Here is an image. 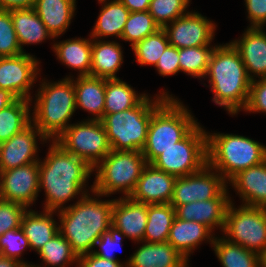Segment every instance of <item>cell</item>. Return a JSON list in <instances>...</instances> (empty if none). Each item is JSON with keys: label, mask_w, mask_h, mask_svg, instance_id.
<instances>
[{"label": "cell", "mask_w": 266, "mask_h": 267, "mask_svg": "<svg viewBox=\"0 0 266 267\" xmlns=\"http://www.w3.org/2000/svg\"><path fill=\"white\" fill-rule=\"evenodd\" d=\"M48 154L39 164V188L46 194L45 210H62L64 203L74 198L86 187L93 168L83 159L66 152L52 140ZM60 208V209H59Z\"/></svg>", "instance_id": "cell-1"}, {"label": "cell", "mask_w": 266, "mask_h": 267, "mask_svg": "<svg viewBox=\"0 0 266 267\" xmlns=\"http://www.w3.org/2000/svg\"><path fill=\"white\" fill-rule=\"evenodd\" d=\"M81 195L77 203L58 211L59 233L78 257L91 253L101 234L108 231L114 204V199L102 201L88 194Z\"/></svg>", "instance_id": "cell-2"}, {"label": "cell", "mask_w": 266, "mask_h": 267, "mask_svg": "<svg viewBox=\"0 0 266 267\" xmlns=\"http://www.w3.org/2000/svg\"><path fill=\"white\" fill-rule=\"evenodd\" d=\"M206 76L209 77L214 103L224 106L231 115L245 109L252 80L231 42L215 46Z\"/></svg>", "instance_id": "cell-3"}, {"label": "cell", "mask_w": 266, "mask_h": 267, "mask_svg": "<svg viewBox=\"0 0 266 267\" xmlns=\"http://www.w3.org/2000/svg\"><path fill=\"white\" fill-rule=\"evenodd\" d=\"M150 100L147 95L137 106L125 111L106 114L101 120L111 150L142 151L153 112L172 94L163 92Z\"/></svg>", "instance_id": "cell-4"}, {"label": "cell", "mask_w": 266, "mask_h": 267, "mask_svg": "<svg viewBox=\"0 0 266 267\" xmlns=\"http://www.w3.org/2000/svg\"><path fill=\"white\" fill-rule=\"evenodd\" d=\"M40 87L31 121L48 141L51 138L54 141L71 125L68 121L77 109L73 79L44 81Z\"/></svg>", "instance_id": "cell-5"}, {"label": "cell", "mask_w": 266, "mask_h": 267, "mask_svg": "<svg viewBox=\"0 0 266 267\" xmlns=\"http://www.w3.org/2000/svg\"><path fill=\"white\" fill-rule=\"evenodd\" d=\"M265 160L266 146L255 140L234 134L207 133V163L227 182L238 172Z\"/></svg>", "instance_id": "cell-6"}, {"label": "cell", "mask_w": 266, "mask_h": 267, "mask_svg": "<svg viewBox=\"0 0 266 267\" xmlns=\"http://www.w3.org/2000/svg\"><path fill=\"white\" fill-rule=\"evenodd\" d=\"M177 98H167L152 114L142 153L150 164L166 149L182 140L197 124Z\"/></svg>", "instance_id": "cell-7"}, {"label": "cell", "mask_w": 266, "mask_h": 267, "mask_svg": "<svg viewBox=\"0 0 266 267\" xmlns=\"http://www.w3.org/2000/svg\"><path fill=\"white\" fill-rule=\"evenodd\" d=\"M146 159L141 151L111 150L93 169L96 179L91 186L94 196H108L117 191L129 197L141 176Z\"/></svg>", "instance_id": "cell-8"}, {"label": "cell", "mask_w": 266, "mask_h": 267, "mask_svg": "<svg viewBox=\"0 0 266 267\" xmlns=\"http://www.w3.org/2000/svg\"><path fill=\"white\" fill-rule=\"evenodd\" d=\"M207 133L198 123L182 140L150 164L176 178L199 171L207 164Z\"/></svg>", "instance_id": "cell-9"}, {"label": "cell", "mask_w": 266, "mask_h": 267, "mask_svg": "<svg viewBox=\"0 0 266 267\" xmlns=\"http://www.w3.org/2000/svg\"><path fill=\"white\" fill-rule=\"evenodd\" d=\"M223 232L226 240L260 256L266 252V207L229 204Z\"/></svg>", "instance_id": "cell-10"}, {"label": "cell", "mask_w": 266, "mask_h": 267, "mask_svg": "<svg viewBox=\"0 0 266 267\" xmlns=\"http://www.w3.org/2000/svg\"><path fill=\"white\" fill-rule=\"evenodd\" d=\"M66 152L83 159L93 169L111 151L102 121L87 119L71 124L54 140Z\"/></svg>", "instance_id": "cell-11"}, {"label": "cell", "mask_w": 266, "mask_h": 267, "mask_svg": "<svg viewBox=\"0 0 266 267\" xmlns=\"http://www.w3.org/2000/svg\"><path fill=\"white\" fill-rule=\"evenodd\" d=\"M212 171L214 169L207 163L195 173L177 177L170 204L176 209L190 202L218 197L227 188L228 182L219 172Z\"/></svg>", "instance_id": "cell-12"}, {"label": "cell", "mask_w": 266, "mask_h": 267, "mask_svg": "<svg viewBox=\"0 0 266 267\" xmlns=\"http://www.w3.org/2000/svg\"><path fill=\"white\" fill-rule=\"evenodd\" d=\"M38 60L29 53L0 57V89L17 99L31 100L30 89L38 75Z\"/></svg>", "instance_id": "cell-13"}, {"label": "cell", "mask_w": 266, "mask_h": 267, "mask_svg": "<svg viewBox=\"0 0 266 267\" xmlns=\"http://www.w3.org/2000/svg\"><path fill=\"white\" fill-rule=\"evenodd\" d=\"M39 191L38 162L0 172V196L3 200L17 202L27 208L36 200Z\"/></svg>", "instance_id": "cell-14"}, {"label": "cell", "mask_w": 266, "mask_h": 267, "mask_svg": "<svg viewBox=\"0 0 266 267\" xmlns=\"http://www.w3.org/2000/svg\"><path fill=\"white\" fill-rule=\"evenodd\" d=\"M215 26V23L201 14L188 11L163 29L167 33L170 45L182 49L210 45Z\"/></svg>", "instance_id": "cell-15"}, {"label": "cell", "mask_w": 266, "mask_h": 267, "mask_svg": "<svg viewBox=\"0 0 266 267\" xmlns=\"http://www.w3.org/2000/svg\"><path fill=\"white\" fill-rule=\"evenodd\" d=\"M41 141L48 139L31 122L21 132L0 144V172L39 162L36 158L38 146L36 137ZM37 159V160H36Z\"/></svg>", "instance_id": "cell-16"}, {"label": "cell", "mask_w": 266, "mask_h": 267, "mask_svg": "<svg viewBox=\"0 0 266 267\" xmlns=\"http://www.w3.org/2000/svg\"><path fill=\"white\" fill-rule=\"evenodd\" d=\"M175 180V176L147 164L129 197L133 201L145 204L170 203Z\"/></svg>", "instance_id": "cell-17"}, {"label": "cell", "mask_w": 266, "mask_h": 267, "mask_svg": "<svg viewBox=\"0 0 266 267\" xmlns=\"http://www.w3.org/2000/svg\"><path fill=\"white\" fill-rule=\"evenodd\" d=\"M231 203L227 188L216 198L190 202L178 206L176 217L181 220L195 221L206 225L211 231L220 227L223 231L226 211ZM216 226V227H215Z\"/></svg>", "instance_id": "cell-18"}, {"label": "cell", "mask_w": 266, "mask_h": 267, "mask_svg": "<svg viewBox=\"0 0 266 267\" xmlns=\"http://www.w3.org/2000/svg\"><path fill=\"white\" fill-rule=\"evenodd\" d=\"M111 223L131 240L144 242L147 204L124 196L114 199Z\"/></svg>", "instance_id": "cell-19"}, {"label": "cell", "mask_w": 266, "mask_h": 267, "mask_svg": "<svg viewBox=\"0 0 266 267\" xmlns=\"http://www.w3.org/2000/svg\"><path fill=\"white\" fill-rule=\"evenodd\" d=\"M231 43L239 52L249 78L251 80H254V76L265 78L266 33L264 30L261 27H248L241 39Z\"/></svg>", "instance_id": "cell-20"}, {"label": "cell", "mask_w": 266, "mask_h": 267, "mask_svg": "<svg viewBox=\"0 0 266 267\" xmlns=\"http://www.w3.org/2000/svg\"><path fill=\"white\" fill-rule=\"evenodd\" d=\"M188 260L182 256L170 243H147L124 264L127 267H188Z\"/></svg>", "instance_id": "cell-21"}, {"label": "cell", "mask_w": 266, "mask_h": 267, "mask_svg": "<svg viewBox=\"0 0 266 267\" xmlns=\"http://www.w3.org/2000/svg\"><path fill=\"white\" fill-rule=\"evenodd\" d=\"M229 182L247 206L266 207V160L238 172Z\"/></svg>", "instance_id": "cell-22"}, {"label": "cell", "mask_w": 266, "mask_h": 267, "mask_svg": "<svg viewBox=\"0 0 266 267\" xmlns=\"http://www.w3.org/2000/svg\"><path fill=\"white\" fill-rule=\"evenodd\" d=\"M76 108L95 115L91 120L101 121L104 117L105 105V79L93 77L91 75H78L77 80H73Z\"/></svg>", "instance_id": "cell-23"}, {"label": "cell", "mask_w": 266, "mask_h": 267, "mask_svg": "<svg viewBox=\"0 0 266 267\" xmlns=\"http://www.w3.org/2000/svg\"><path fill=\"white\" fill-rule=\"evenodd\" d=\"M211 232L204 224L175 217L167 242L188 260L189 254L203 240L207 239L213 243L215 237H212Z\"/></svg>", "instance_id": "cell-24"}, {"label": "cell", "mask_w": 266, "mask_h": 267, "mask_svg": "<svg viewBox=\"0 0 266 267\" xmlns=\"http://www.w3.org/2000/svg\"><path fill=\"white\" fill-rule=\"evenodd\" d=\"M76 0H36L34 9L52 36L66 32L75 12Z\"/></svg>", "instance_id": "cell-25"}, {"label": "cell", "mask_w": 266, "mask_h": 267, "mask_svg": "<svg viewBox=\"0 0 266 267\" xmlns=\"http://www.w3.org/2000/svg\"><path fill=\"white\" fill-rule=\"evenodd\" d=\"M123 63V53L119 43L92 38L90 75L104 79H118L115 75Z\"/></svg>", "instance_id": "cell-26"}, {"label": "cell", "mask_w": 266, "mask_h": 267, "mask_svg": "<svg viewBox=\"0 0 266 267\" xmlns=\"http://www.w3.org/2000/svg\"><path fill=\"white\" fill-rule=\"evenodd\" d=\"M55 211H47L38 214L34 210H27L21 219L20 228L28 239L30 248L38 252L46 242L59 233V226L53 219Z\"/></svg>", "instance_id": "cell-27"}, {"label": "cell", "mask_w": 266, "mask_h": 267, "mask_svg": "<svg viewBox=\"0 0 266 267\" xmlns=\"http://www.w3.org/2000/svg\"><path fill=\"white\" fill-rule=\"evenodd\" d=\"M11 19L22 52H25L23 50L25 44L41 43L48 37L54 39L34 8L13 9L11 10Z\"/></svg>", "instance_id": "cell-28"}, {"label": "cell", "mask_w": 266, "mask_h": 267, "mask_svg": "<svg viewBox=\"0 0 266 267\" xmlns=\"http://www.w3.org/2000/svg\"><path fill=\"white\" fill-rule=\"evenodd\" d=\"M54 52L68 67L79 70L80 76L90 75L92 40L89 38L67 39L53 45Z\"/></svg>", "instance_id": "cell-29"}, {"label": "cell", "mask_w": 266, "mask_h": 267, "mask_svg": "<svg viewBox=\"0 0 266 267\" xmlns=\"http://www.w3.org/2000/svg\"><path fill=\"white\" fill-rule=\"evenodd\" d=\"M175 217L176 210L170 203L147 204L144 242L161 243L168 241Z\"/></svg>", "instance_id": "cell-30"}, {"label": "cell", "mask_w": 266, "mask_h": 267, "mask_svg": "<svg viewBox=\"0 0 266 267\" xmlns=\"http://www.w3.org/2000/svg\"><path fill=\"white\" fill-rule=\"evenodd\" d=\"M101 9L90 37L116 36L120 39L130 11L119 0L106 2Z\"/></svg>", "instance_id": "cell-31"}, {"label": "cell", "mask_w": 266, "mask_h": 267, "mask_svg": "<svg viewBox=\"0 0 266 267\" xmlns=\"http://www.w3.org/2000/svg\"><path fill=\"white\" fill-rule=\"evenodd\" d=\"M146 96V94L137 95L129 84L119 78L105 79L104 116L133 108Z\"/></svg>", "instance_id": "cell-32"}, {"label": "cell", "mask_w": 266, "mask_h": 267, "mask_svg": "<svg viewBox=\"0 0 266 267\" xmlns=\"http://www.w3.org/2000/svg\"><path fill=\"white\" fill-rule=\"evenodd\" d=\"M215 254L223 267H260V255L245 249L239 244L229 242L223 236L214 238Z\"/></svg>", "instance_id": "cell-33"}, {"label": "cell", "mask_w": 266, "mask_h": 267, "mask_svg": "<svg viewBox=\"0 0 266 267\" xmlns=\"http://www.w3.org/2000/svg\"><path fill=\"white\" fill-rule=\"evenodd\" d=\"M30 101L17 99L0 110V144L9 140L14 134L21 132L31 123Z\"/></svg>", "instance_id": "cell-34"}, {"label": "cell", "mask_w": 266, "mask_h": 267, "mask_svg": "<svg viewBox=\"0 0 266 267\" xmlns=\"http://www.w3.org/2000/svg\"><path fill=\"white\" fill-rule=\"evenodd\" d=\"M214 48L206 45L179 49L180 71L194 78H204Z\"/></svg>", "instance_id": "cell-35"}, {"label": "cell", "mask_w": 266, "mask_h": 267, "mask_svg": "<svg viewBox=\"0 0 266 267\" xmlns=\"http://www.w3.org/2000/svg\"><path fill=\"white\" fill-rule=\"evenodd\" d=\"M38 253L43 262L51 267H65L68 264L70 266V263L79 261L70 243L60 233L46 242Z\"/></svg>", "instance_id": "cell-36"}, {"label": "cell", "mask_w": 266, "mask_h": 267, "mask_svg": "<svg viewBox=\"0 0 266 267\" xmlns=\"http://www.w3.org/2000/svg\"><path fill=\"white\" fill-rule=\"evenodd\" d=\"M170 45L166 31L161 28L156 33L145 37L132 47L137 62L143 65H156L159 58Z\"/></svg>", "instance_id": "cell-37"}, {"label": "cell", "mask_w": 266, "mask_h": 267, "mask_svg": "<svg viewBox=\"0 0 266 267\" xmlns=\"http://www.w3.org/2000/svg\"><path fill=\"white\" fill-rule=\"evenodd\" d=\"M160 26L149 11L130 12L121 36L124 41L131 42V48L145 37L156 33Z\"/></svg>", "instance_id": "cell-38"}, {"label": "cell", "mask_w": 266, "mask_h": 267, "mask_svg": "<svg viewBox=\"0 0 266 267\" xmlns=\"http://www.w3.org/2000/svg\"><path fill=\"white\" fill-rule=\"evenodd\" d=\"M189 2L190 0H151L148 11L160 28H164L187 14L185 11Z\"/></svg>", "instance_id": "cell-39"}, {"label": "cell", "mask_w": 266, "mask_h": 267, "mask_svg": "<svg viewBox=\"0 0 266 267\" xmlns=\"http://www.w3.org/2000/svg\"><path fill=\"white\" fill-rule=\"evenodd\" d=\"M25 247L30 248V245L21 228L9 230L0 236V256L14 259L26 267H31L32 264L20 260Z\"/></svg>", "instance_id": "cell-40"}, {"label": "cell", "mask_w": 266, "mask_h": 267, "mask_svg": "<svg viewBox=\"0 0 266 267\" xmlns=\"http://www.w3.org/2000/svg\"><path fill=\"white\" fill-rule=\"evenodd\" d=\"M21 53L11 19V10H0V57L16 56Z\"/></svg>", "instance_id": "cell-41"}, {"label": "cell", "mask_w": 266, "mask_h": 267, "mask_svg": "<svg viewBox=\"0 0 266 267\" xmlns=\"http://www.w3.org/2000/svg\"><path fill=\"white\" fill-rule=\"evenodd\" d=\"M27 208L17 202L0 199V236L21 226V219Z\"/></svg>", "instance_id": "cell-42"}, {"label": "cell", "mask_w": 266, "mask_h": 267, "mask_svg": "<svg viewBox=\"0 0 266 267\" xmlns=\"http://www.w3.org/2000/svg\"><path fill=\"white\" fill-rule=\"evenodd\" d=\"M126 237L120 230L114 226H110L108 231L103 232L95 245H98L101 249L92 251L93 254L108 259L111 261H119L114 258V251L117 247L121 246V240ZM113 253V254H112Z\"/></svg>", "instance_id": "cell-43"}, {"label": "cell", "mask_w": 266, "mask_h": 267, "mask_svg": "<svg viewBox=\"0 0 266 267\" xmlns=\"http://www.w3.org/2000/svg\"><path fill=\"white\" fill-rule=\"evenodd\" d=\"M244 111L266 113V77L251 81L248 102Z\"/></svg>", "instance_id": "cell-44"}, {"label": "cell", "mask_w": 266, "mask_h": 267, "mask_svg": "<svg viewBox=\"0 0 266 267\" xmlns=\"http://www.w3.org/2000/svg\"><path fill=\"white\" fill-rule=\"evenodd\" d=\"M155 67L162 76H169L178 73L180 71L179 49L169 45L159 58Z\"/></svg>", "instance_id": "cell-45"}, {"label": "cell", "mask_w": 266, "mask_h": 267, "mask_svg": "<svg viewBox=\"0 0 266 267\" xmlns=\"http://www.w3.org/2000/svg\"><path fill=\"white\" fill-rule=\"evenodd\" d=\"M251 26L261 27L266 23V0H244Z\"/></svg>", "instance_id": "cell-46"}, {"label": "cell", "mask_w": 266, "mask_h": 267, "mask_svg": "<svg viewBox=\"0 0 266 267\" xmlns=\"http://www.w3.org/2000/svg\"><path fill=\"white\" fill-rule=\"evenodd\" d=\"M77 265L78 267H127L126 264L122 265L119 261L101 258L92 252L81 255Z\"/></svg>", "instance_id": "cell-47"}, {"label": "cell", "mask_w": 266, "mask_h": 267, "mask_svg": "<svg viewBox=\"0 0 266 267\" xmlns=\"http://www.w3.org/2000/svg\"><path fill=\"white\" fill-rule=\"evenodd\" d=\"M36 0H0V10L34 8Z\"/></svg>", "instance_id": "cell-48"}, {"label": "cell", "mask_w": 266, "mask_h": 267, "mask_svg": "<svg viewBox=\"0 0 266 267\" xmlns=\"http://www.w3.org/2000/svg\"><path fill=\"white\" fill-rule=\"evenodd\" d=\"M130 12L148 11L151 0H119Z\"/></svg>", "instance_id": "cell-49"}, {"label": "cell", "mask_w": 266, "mask_h": 267, "mask_svg": "<svg viewBox=\"0 0 266 267\" xmlns=\"http://www.w3.org/2000/svg\"><path fill=\"white\" fill-rule=\"evenodd\" d=\"M17 98L9 91L0 89V110L15 102Z\"/></svg>", "instance_id": "cell-50"}, {"label": "cell", "mask_w": 266, "mask_h": 267, "mask_svg": "<svg viewBox=\"0 0 266 267\" xmlns=\"http://www.w3.org/2000/svg\"><path fill=\"white\" fill-rule=\"evenodd\" d=\"M0 267H26L23 263L14 259H9L0 256Z\"/></svg>", "instance_id": "cell-51"}, {"label": "cell", "mask_w": 266, "mask_h": 267, "mask_svg": "<svg viewBox=\"0 0 266 267\" xmlns=\"http://www.w3.org/2000/svg\"><path fill=\"white\" fill-rule=\"evenodd\" d=\"M260 267H266V252L260 256Z\"/></svg>", "instance_id": "cell-52"}, {"label": "cell", "mask_w": 266, "mask_h": 267, "mask_svg": "<svg viewBox=\"0 0 266 267\" xmlns=\"http://www.w3.org/2000/svg\"><path fill=\"white\" fill-rule=\"evenodd\" d=\"M100 3H105L106 2V0H98Z\"/></svg>", "instance_id": "cell-53"}, {"label": "cell", "mask_w": 266, "mask_h": 267, "mask_svg": "<svg viewBox=\"0 0 266 267\" xmlns=\"http://www.w3.org/2000/svg\"><path fill=\"white\" fill-rule=\"evenodd\" d=\"M31 267H41V266H39V265H37V266L36 265H31Z\"/></svg>", "instance_id": "cell-54"}]
</instances>
